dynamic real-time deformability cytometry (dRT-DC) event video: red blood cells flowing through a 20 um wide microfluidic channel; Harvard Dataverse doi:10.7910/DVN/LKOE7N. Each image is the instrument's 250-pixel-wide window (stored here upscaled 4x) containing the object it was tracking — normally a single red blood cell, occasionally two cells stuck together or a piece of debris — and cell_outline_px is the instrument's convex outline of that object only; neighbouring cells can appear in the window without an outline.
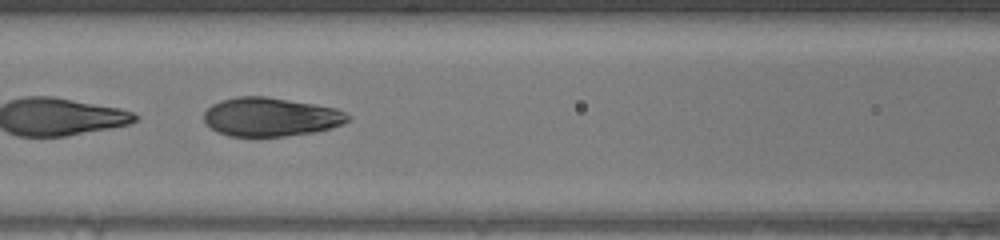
{"species": "human", "species_latin": "Homo sapiens", "temperature_condition": "warm", "stored_images_in_passage": 48, "segment_of_instrument_passage": [2, 2], "camera_frame_rate_fps": 3000, "um_per_image_px": 0.085, "donor": {"sex": "female"}, "frame": {"image": 1, "passage_image": 21, "time_ms": 6.667, "image_size_px": [1000, 240], "cell_outline_px": [[352, 120], [344, 124], [312, 132], [284, 136], [228, 136], [212, 128], [204, 120], [204, 112], [212, 104], [220, 100], [236, 96], [264, 96], [336, 108], [352, 116]], "centroid_in_image_um": [23.01, 9.93], "position_along_channel_um": 143.6, "area_um2": 32.31}}
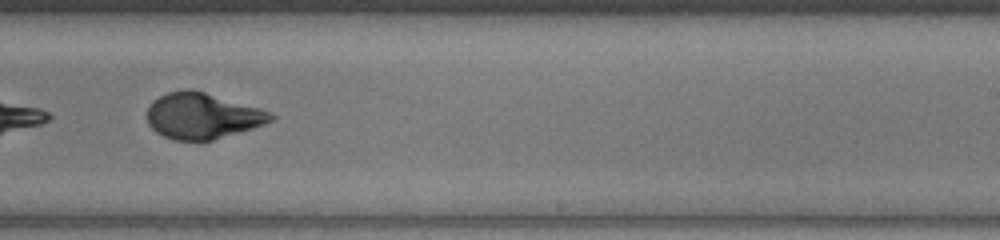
{"frame": {"image": 2, "passage_image": 30, "time_ms": 9.667, "image_size_px": [1000, 240], "cell_outline_px": [[276, 116], [272, 120], [264, 124], [252, 128], [212, 140], [172, 140], [156, 132], [148, 124], [148, 108], [152, 100], [168, 92], [184, 88], [192, 88], [260, 108], [272, 112]], "centroid_in_image_um": [17.19, 9.83], "position_along_channel_um": 271.8, "area_um2": 33.12}}
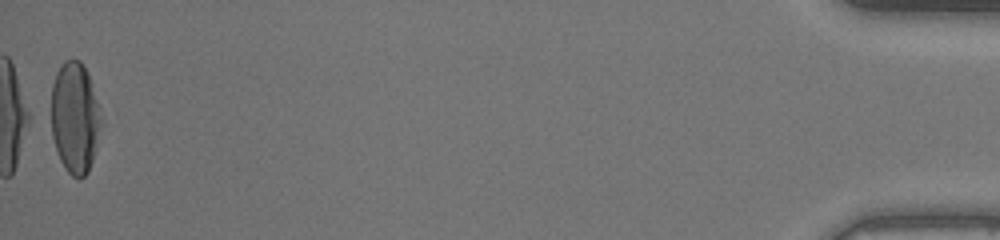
{"frame": {"image": 3, "passage_image": 48, "time_ms": 15.667, "image_size_px": [1000, 240], "cell_outline_px": [[104, 124], [88, 172], [80, 180], [72, 176], [64, 168], [56, 152], [52, 136], [52, 84], [56, 72], [60, 64], [64, 60], [80, 60], [88, 76], [104, 120]], "centroid_in_image_um": [6.38, 10.05], "position_along_channel_um": 428.8, "area_um2": 32.71}}